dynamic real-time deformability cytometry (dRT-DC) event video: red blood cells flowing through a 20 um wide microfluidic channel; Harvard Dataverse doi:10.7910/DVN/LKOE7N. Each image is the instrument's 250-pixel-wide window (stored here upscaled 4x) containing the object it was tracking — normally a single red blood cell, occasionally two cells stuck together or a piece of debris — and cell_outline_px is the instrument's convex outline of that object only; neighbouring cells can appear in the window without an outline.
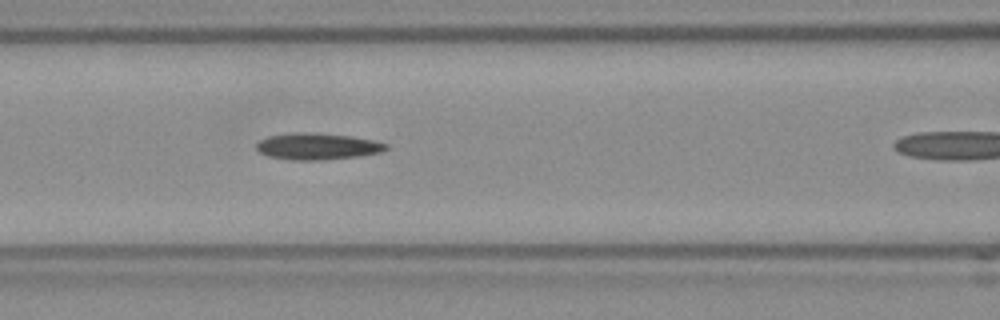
{"species": "Egyptian fruit bat (a non-hibernating species)", "species_latin": "Rousettus aegyptiacus", "temperature_condition": "room temperature", "stored_images_in_passage": 19, "camera_frame_rate_fps": 3000, "um_per_image_px": 0.085, "frame": {"image": 1, "passage_image": 9, "time_ms": 2.667, "image_size_px": [1000, 320], "cell_outline_px": [[388, 148], [380, 152], [360, 156], [320, 160], [292, 160], [268, 156], [260, 152], [256, 148], [256, 144], [260, 140], [268, 136], [296, 132], [308, 132], [352, 136], [372, 140], [388, 144]], "centroid_in_image_um": [26.97, 12.44], "position_along_channel_um": 139.6, "area_um2": 20.0}}